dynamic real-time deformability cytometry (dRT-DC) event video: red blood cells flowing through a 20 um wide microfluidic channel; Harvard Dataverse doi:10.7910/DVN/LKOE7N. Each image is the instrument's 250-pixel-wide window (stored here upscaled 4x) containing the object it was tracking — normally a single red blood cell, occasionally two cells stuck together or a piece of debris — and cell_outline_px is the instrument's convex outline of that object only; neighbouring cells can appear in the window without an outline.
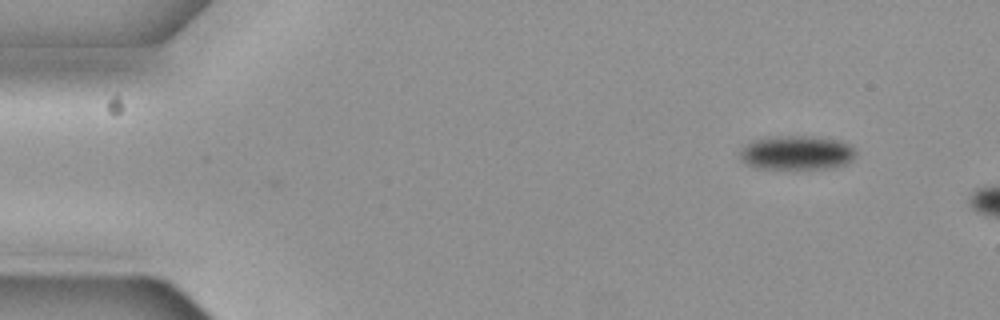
{"species": "common noctule bat (a hibernating species)", "species_latin": "Nyctalus noctula", "temperature_condition": "cold", "stored_images_in_passage": 2, "camera_frame_rate_fps": 3000, "um_per_image_px": 0.085, "animal": {"sex": "female", "body_mass_g": 19.3, "forearm_length_mm": 54.1}, "frame": {"image": 1, "passage_image": 2, "time_ms": 0.333, "image_size_px": [1000, 320], "cell_outline_px": [[856, 156], [848, 164], [832, 168], [756, 168], [744, 164], [740, 160], [740, 152], [752, 140], [788, 136], [808, 136], [840, 140], [856, 148]], "centroid_in_image_um": [67.77, 13.0], "position_along_channel_um": 17.2, "area_um2": 23.0}}